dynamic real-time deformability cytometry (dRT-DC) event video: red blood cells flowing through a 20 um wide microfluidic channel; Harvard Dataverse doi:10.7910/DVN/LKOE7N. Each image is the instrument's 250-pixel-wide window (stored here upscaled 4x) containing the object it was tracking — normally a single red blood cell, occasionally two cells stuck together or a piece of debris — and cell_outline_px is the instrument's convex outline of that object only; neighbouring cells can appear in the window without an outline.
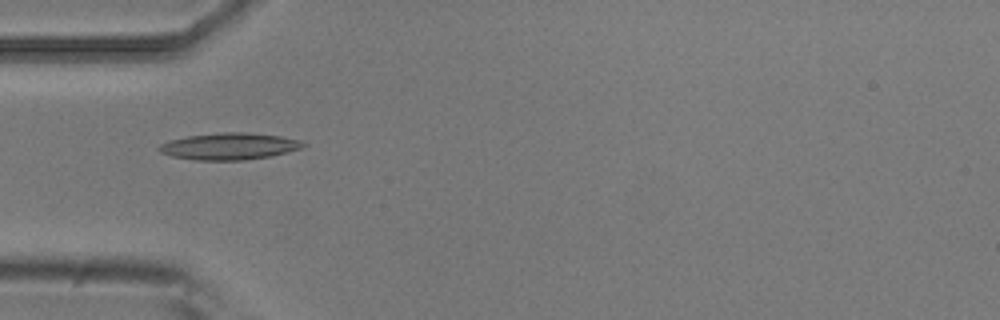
{"species": "common noctule bat (a hibernating species)", "species_latin": "Nyctalus noctula", "temperature_condition": "room temperature", "stored_images_in_passage": 7, "camera_frame_rate_fps": 3000, "um_per_image_px": 0.085, "animal": {"sex": "male", "body_mass_g": 20.5, "forearm_length_mm": 52.5}, "frame": {"image": 1, "passage_image": 5, "time_ms": 1.333, "image_size_px": [1000, 320], "cell_outline_px": [[308, 144], [300, 148], [272, 156], [244, 160], [196, 160], [172, 156], [160, 152], [156, 148], [160, 144], [172, 140], [188, 136], [220, 132], [248, 132], [280, 136], [300, 140]], "centroid_in_image_um": [19.5, 12.43], "position_along_channel_um": 65.5, "area_um2": 22.43}}
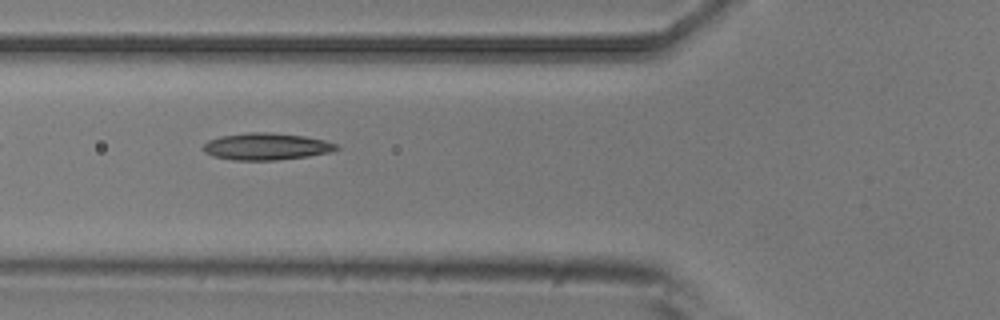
{"frame": {"image": 2, "passage_image": 6, "time_ms": 1.667, "image_size_px": [1000, 320], "cell_outline_px": [[340, 148], [332, 152], [308, 156], [276, 160], [232, 160], [212, 156], [204, 152], [204, 144], [208, 140], [220, 136], [252, 132], [268, 132], [304, 136], [324, 140], [336, 144]], "centroid_in_image_um": [22.64, 12.45], "position_along_channel_um": 103.2, "area_um2": 20.87}}
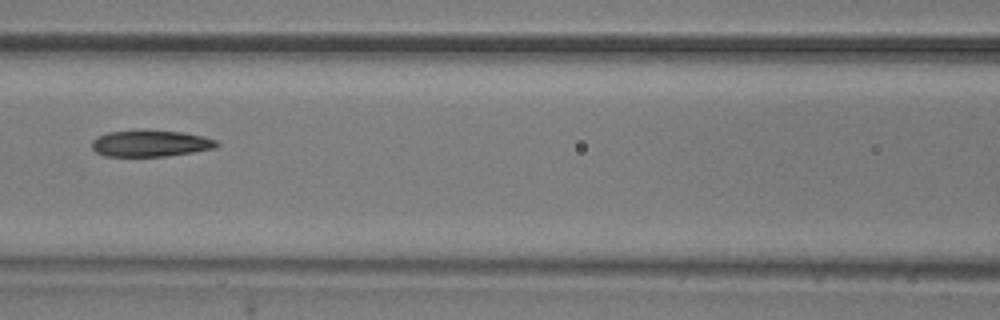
{"frame": {"image": 3, "passage_image": 7, "time_ms": 2.0, "image_size_px": [1000, 320], "cell_outline_px": [[220, 144], [216, 148], [168, 156], [104, 156], [96, 152], [92, 148], [92, 140], [96, 136], [108, 132], [140, 128], [180, 132], [204, 136], [216, 140]], "centroid_in_image_um": [12.76, 12.16], "position_along_channel_um": 153.8, "area_um2": 19.77}}